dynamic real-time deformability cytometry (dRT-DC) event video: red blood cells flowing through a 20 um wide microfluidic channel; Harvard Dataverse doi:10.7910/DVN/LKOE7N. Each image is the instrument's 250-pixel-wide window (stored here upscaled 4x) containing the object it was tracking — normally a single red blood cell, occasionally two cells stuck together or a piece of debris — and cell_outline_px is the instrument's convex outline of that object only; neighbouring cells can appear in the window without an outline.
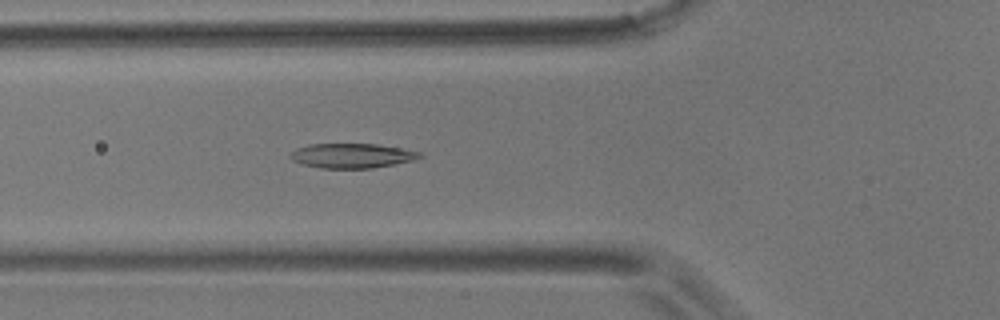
{"species": "common noctule bat (a hibernating species)", "species_latin": "Nyctalus noctula", "temperature_condition": "room temperature", "stored_images_in_passage": 56, "camera_frame_rate_fps": 3000, "um_per_image_px": 0.085, "animal": {"sex": "male", "body_mass_g": 17.9}, "frame": {"image": 1, "passage_image": 19, "time_ms": 6.0, "image_size_px": [1000, 320], "cell_outline_px": [[424, 156], [412, 160], [372, 168], [320, 168], [304, 164], [292, 160], [288, 156], [296, 148], [308, 144], [376, 144], [400, 148], [420, 152]], "centroid_in_image_um": [29.88, 13.23], "position_along_channel_um": 95.9, "area_um2": 18.38}}
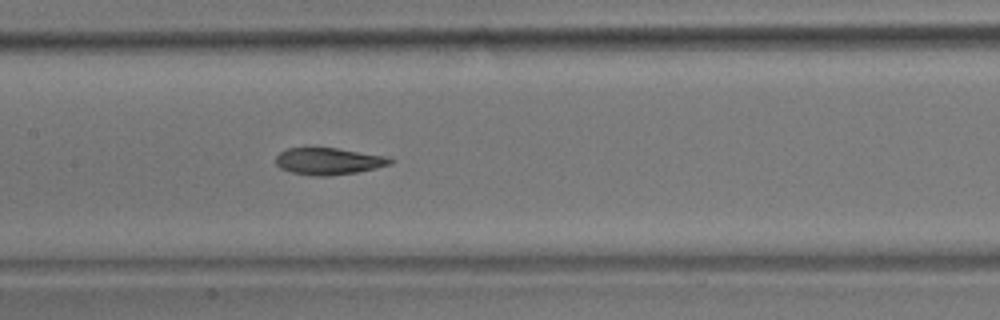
{"frame": {"image": 2, "passage_image": 26, "time_ms": 8.333, "image_size_px": [1000, 320], "cell_outline_px": [[396, 160], [392, 164], [376, 168], [356, 172], [328, 176], [316, 176], [292, 172], [280, 168], [276, 164], [276, 156], [280, 152], [288, 148], [336, 148], [388, 156]], "centroid_in_image_um": [27.97, 13.7], "position_along_channel_um": 179.4, "area_um2": 17.92}}
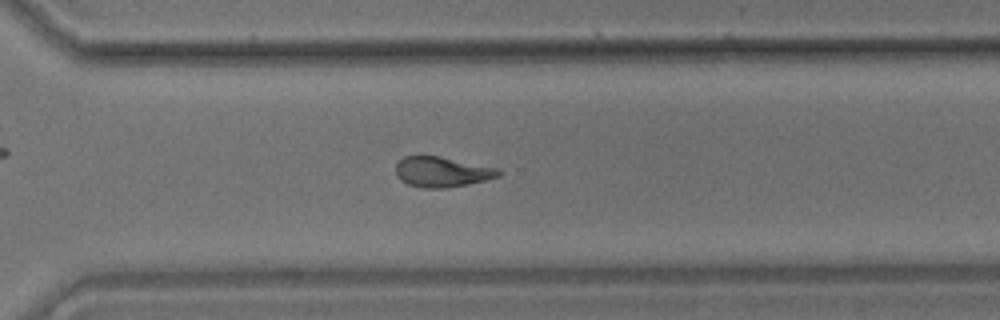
{"frame": {"image": 3, "passage_image": 39, "time_ms": 12.667, "image_size_px": [1000, 320], "cell_outline_px": [[504, 172], [500, 176], [468, 184], [448, 188], [424, 188], [408, 184], [400, 180], [396, 176], [396, 164], [404, 156], [420, 152], [440, 156], [496, 168]], "centroid_in_image_um": [37.51, 14.57], "position_along_channel_um": 333.1, "area_um2": 18.61}, "authors_computed_cell_mechanics": {"area_um2": 18.7272, "velocity_mm_per_s": 3.5544, "shape_relaxation_time_tau1_ms": null, "shape_relaxation_time_tau2_ms": 3.9159, "deformation_change_tau1": null, "deformation_change_tau2": 0.1214}}